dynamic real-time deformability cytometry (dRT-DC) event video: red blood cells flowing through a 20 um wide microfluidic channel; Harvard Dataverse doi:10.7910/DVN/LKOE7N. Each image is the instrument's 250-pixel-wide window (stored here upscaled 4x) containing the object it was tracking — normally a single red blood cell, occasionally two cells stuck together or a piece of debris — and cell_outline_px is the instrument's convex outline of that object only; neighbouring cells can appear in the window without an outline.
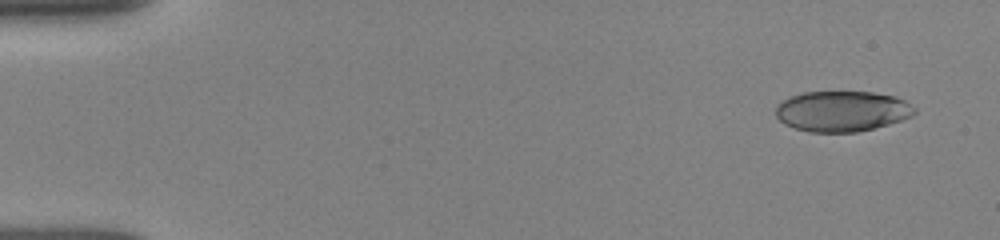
{"species": "human", "species_latin": "Homo sapiens", "temperature_condition": "room temperature", "stored_images_in_passage": 32, "camera_frame_rate_fps": 3000, "um_per_image_px": 0.085, "donor": {"sex": "female"}, "frame": {"image": 1, "passage_image": 2, "time_ms": 0.667, "image_size_px": [1000, 240], "cell_outline_px": [[916, 112], [912, 116], [888, 124], [856, 132], [808, 132], [784, 124], [776, 116], [776, 104], [792, 96], [804, 92], [872, 92], [892, 96], [904, 100], [916, 108]], "centroid_in_image_um": [71.56, 9.45], "position_along_channel_um": 13.4, "area_um2": 32.6}}
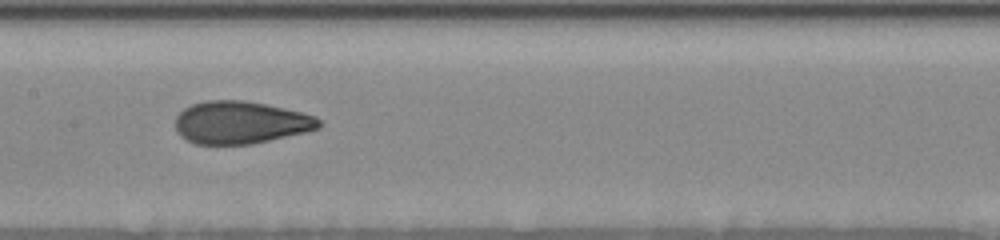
{"frame": {"image": 2, "passage_image": 13, "time_ms": 8.333, "image_size_px": [1000, 240], "cell_outline_px": [[324, 124], [320, 128], [304, 132], [252, 144], [196, 144], [180, 136], [176, 132], [176, 116], [184, 108], [192, 104], [208, 100], [244, 100], [284, 108], [316, 116]], "centroid_in_image_um": [20.45, 10.41], "position_along_channel_um": 187.0, "area_um2": 35.55}}
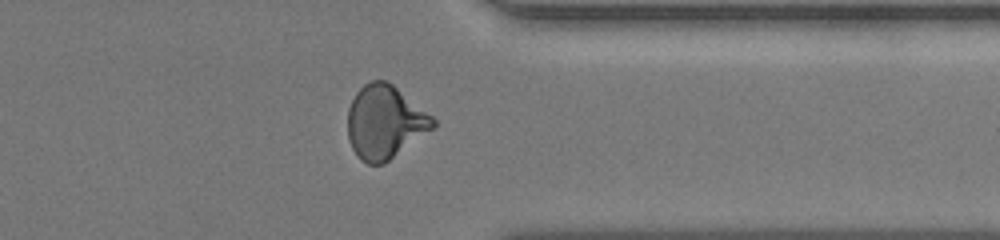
{"frame": {"image": 3, "passage_image": 23, "time_ms": 13.333, "image_size_px": [1000, 240], "cell_outline_px": [[436, 124], [432, 128], [384, 164], [368, 164], [360, 160], [352, 148], [348, 136], [348, 108], [356, 92], [364, 84], [372, 80], [388, 80], [432, 116], [436, 120]], "centroid_in_image_um": [32.68, 10.36], "position_along_channel_um": 378.7, "area_um2": 36.18}, "authors_computed_cell_mechanics": {"area_um2": 35.0557, "velocity_mm_per_s": 3.908, "shape_relaxation_time_tau1_ms": 5.9417, "shape_relaxation_time_tau2_ms": 0.6304, "deformation_change_tau1": 0.166, "deformation_change_tau2": 0.0499}}